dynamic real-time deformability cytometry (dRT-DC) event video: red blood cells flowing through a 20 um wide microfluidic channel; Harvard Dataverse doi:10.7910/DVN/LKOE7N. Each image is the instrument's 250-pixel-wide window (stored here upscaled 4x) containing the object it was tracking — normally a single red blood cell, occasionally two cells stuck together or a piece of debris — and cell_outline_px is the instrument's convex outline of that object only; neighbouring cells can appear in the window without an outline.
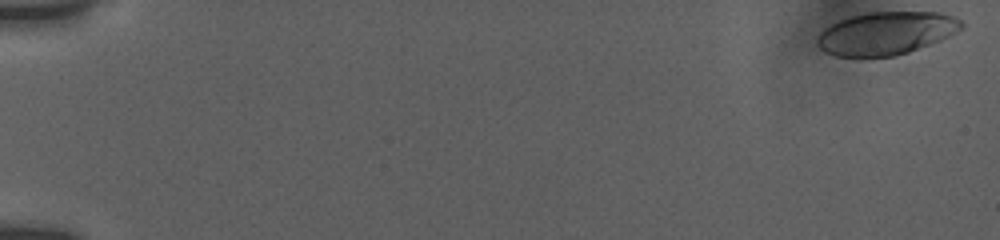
{"species": "human", "species_latin": "Homo sapiens", "temperature_condition": "room temperature", "stored_images_in_passage": 15, "camera_frame_rate_fps": 3000, "um_per_image_px": 0.085, "donor": {"sex": "female"}, "frame": {"image": 1, "passage_image": 1, "time_ms": 0.0, "image_size_px": [1000, 240], "cell_outline_px": [[964, 28], [940, 40], [908, 52], [896, 56], [860, 60], [836, 56], [824, 52], [816, 44], [816, 40], [820, 32], [824, 28], [848, 16], [868, 12], [936, 12], [956, 16], [964, 24]], "centroid_in_image_um": [75.27, 2.86], "position_along_channel_um": 9.7, "area_um2": 36.99}}